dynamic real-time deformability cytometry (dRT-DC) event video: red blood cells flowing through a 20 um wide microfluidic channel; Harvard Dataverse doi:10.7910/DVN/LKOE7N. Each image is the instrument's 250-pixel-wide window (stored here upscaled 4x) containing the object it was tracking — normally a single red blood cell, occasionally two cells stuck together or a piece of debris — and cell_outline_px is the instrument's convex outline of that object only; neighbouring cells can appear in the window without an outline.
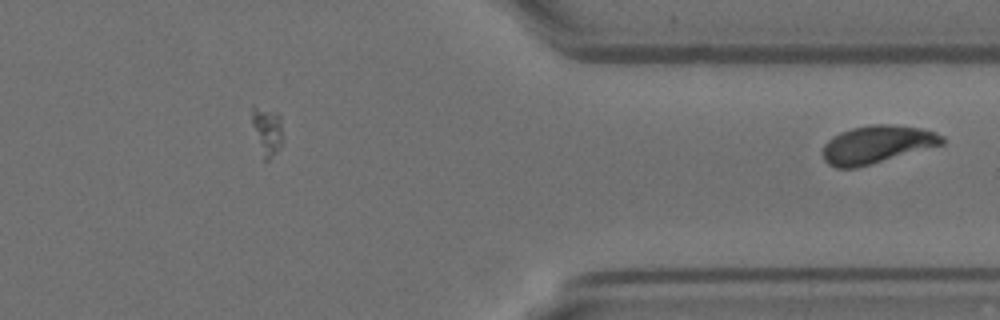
{"species": "Egyptian fruit bat (a non-hibernating species)", "species_latin": "Rousettus aegyptiacus", "temperature_condition": "room temperature", "stored_images_in_passage": 29, "camera_frame_rate_fps": 3000, "um_per_image_px": 0.085, "animal": {"sex": "female"}, "frame": {"image": 1, "passage_image": 29, "time_ms": 9.333, "image_size_px": [1000, 320], "cell_outline_px": [[944, 144], [872, 164], [856, 168], [836, 168], [828, 164], [824, 160], [824, 144], [832, 136], [840, 132], [852, 128], [868, 124], [892, 124], [920, 128], [936, 132], [944, 136]], "centroid_in_image_um": [74.54, 12.27], "position_along_channel_um": 336.9, "area_um2": 26.41}}